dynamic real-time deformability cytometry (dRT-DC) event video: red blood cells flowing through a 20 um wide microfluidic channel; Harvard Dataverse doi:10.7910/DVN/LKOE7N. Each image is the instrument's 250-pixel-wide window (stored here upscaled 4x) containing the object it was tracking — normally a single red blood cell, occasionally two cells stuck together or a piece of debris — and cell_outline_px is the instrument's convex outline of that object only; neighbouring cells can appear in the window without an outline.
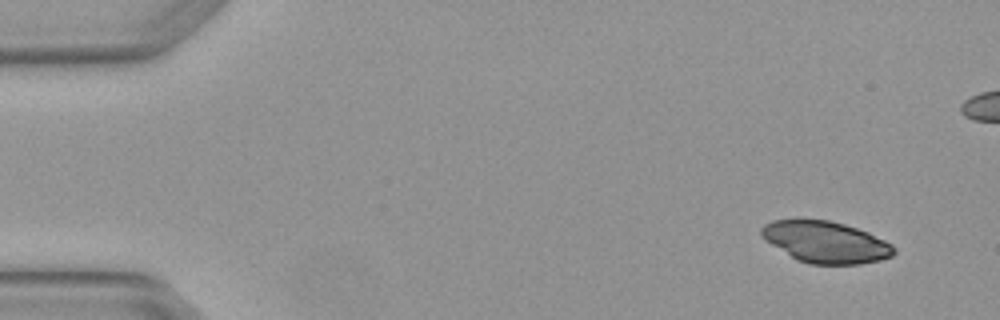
{"species": "Egyptian fruit bat (a non-hibernating species)", "species_latin": "Rousettus aegyptiacus", "temperature_condition": "warm", "stored_images_in_passage": 5, "camera_frame_rate_fps": 3000, "um_per_image_px": 0.085, "animal": {"sex": "female"}, "frame": {"image": 1, "passage_image": 1, "time_ms": 0.0, "image_size_px": [1000, 320], "cell_outline_px": [[896, 252], [892, 256], [880, 260], [860, 264], [808, 264], [796, 260], [760, 236], [760, 228], [764, 224], [772, 220], [796, 216], [828, 220], [844, 224], [868, 232], [892, 244], [896, 248]], "centroid_in_image_um": [70.13, 20.53], "position_along_channel_um": 14.9, "area_um2": 32.83}}
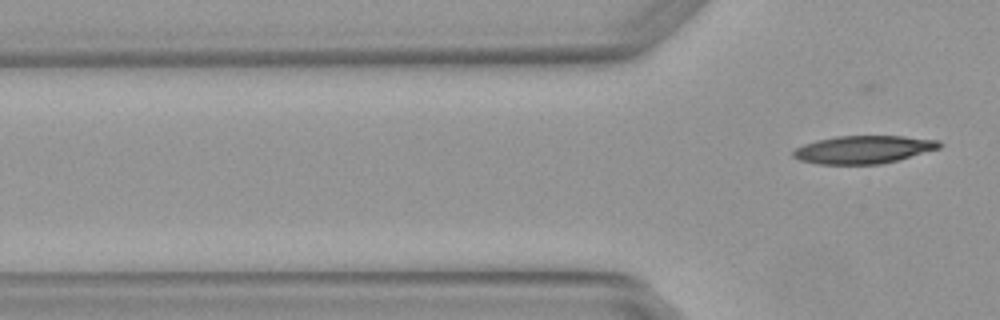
{"frame": {"image": 2, "passage_image": 5, "time_ms": 1.333, "image_size_px": [1000, 320], "cell_outline_px": [[940, 148], [896, 160], [880, 164], [816, 164], [800, 160], [792, 156], [792, 152], [796, 148], [804, 144], [816, 140], [836, 136], [904, 136], [940, 140]], "centroid_in_image_um": [73.36, 12.71], "position_along_channel_um": 52.4, "area_um2": 23.64}}